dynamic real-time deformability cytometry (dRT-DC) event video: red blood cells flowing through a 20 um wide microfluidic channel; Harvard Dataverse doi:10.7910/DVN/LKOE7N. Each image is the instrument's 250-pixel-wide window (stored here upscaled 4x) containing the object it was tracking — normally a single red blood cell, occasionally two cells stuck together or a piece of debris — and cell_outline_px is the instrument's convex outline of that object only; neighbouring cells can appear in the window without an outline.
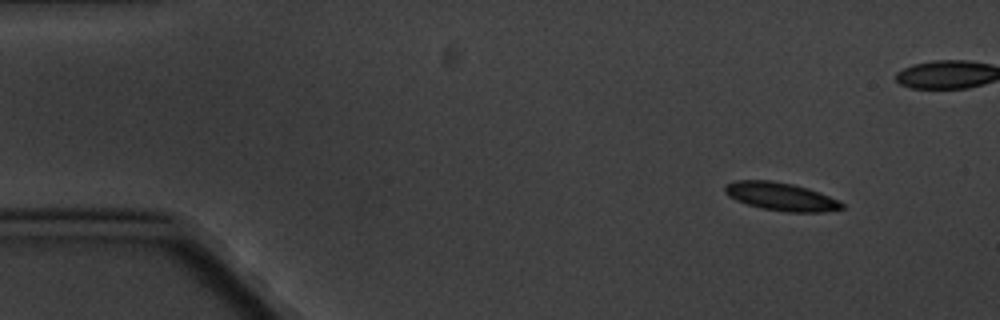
{"species": "common noctule bat (a hibernating species)", "species_latin": "Nyctalus noctula", "temperature_condition": "cold", "stored_images_in_passage": 5, "camera_frame_rate_fps": 3000, "um_per_image_px": 0.085, "animal": {"sex": "male", "body_mass_g": 20.1, "forearm_length_mm": 53.5}, "frame": {"image": 1, "passage_image": 1, "time_ms": 0.0, "image_size_px": [1000, 320], "cell_outline_px": [[844, 208], [824, 212], [784, 212], [764, 208], [748, 204], [736, 200], [728, 196], [724, 192], [724, 184], [736, 180], [772, 180], [792, 184], [808, 188], [820, 192], [844, 204]], "centroid_in_image_um": [66.35, 16.7], "position_along_channel_um": 18.6, "area_um2": 19.13}}